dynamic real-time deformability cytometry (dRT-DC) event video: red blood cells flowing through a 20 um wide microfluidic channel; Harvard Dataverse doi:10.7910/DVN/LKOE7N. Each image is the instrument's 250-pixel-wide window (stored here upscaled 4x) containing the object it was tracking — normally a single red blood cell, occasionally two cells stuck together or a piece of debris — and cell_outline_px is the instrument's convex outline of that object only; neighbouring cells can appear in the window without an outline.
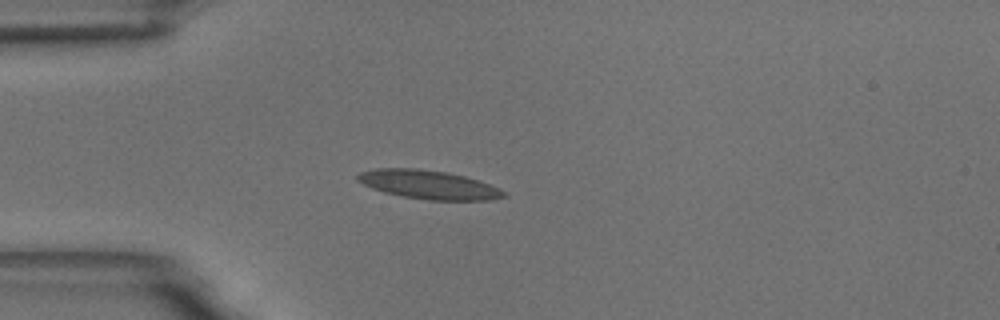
{"species": "common noctule bat (a hibernating species)", "species_latin": "Nyctalus noctula", "temperature_condition": "room temperature", "stored_images_in_passage": 55, "camera_frame_rate_fps": 3000, "um_per_image_px": 0.085, "animal": {"sex": "male", "body_mass_g": 18.8}, "frame": {"image": 1, "passage_image": 14, "time_ms": 4.333, "image_size_px": [1000, 320], "cell_outline_px": [[508, 196], [492, 200], [428, 200], [404, 196], [384, 192], [372, 188], [356, 180], [356, 176], [360, 172], [376, 168], [416, 168], [448, 172], [464, 176], [500, 188]], "centroid_in_image_um": [36.43, 15.69], "position_along_channel_um": 48.6, "area_um2": 24.39}}
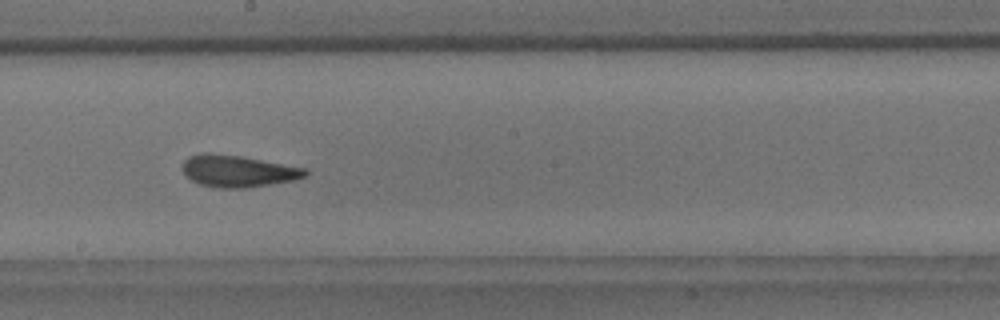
{"frame": {"image": 2, "passage_image": 30, "time_ms": 9.667, "image_size_px": [1000, 320], "cell_outline_px": [[308, 176], [292, 180], [244, 188], [216, 188], [200, 184], [192, 180], [180, 168], [184, 160], [188, 156], [204, 152], [208, 152], [240, 156], [308, 168]], "centroid_in_image_um": [20.21, 14.53], "position_along_channel_um": 228.0, "area_um2": 22.83}}
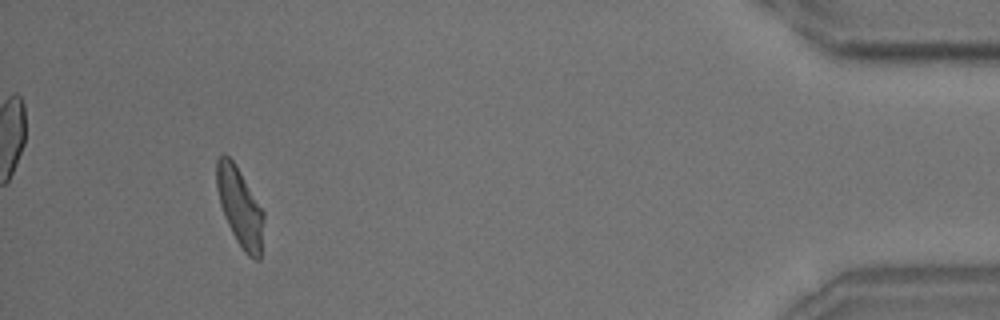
{"frame": {"image": 3, "passage_image": 51, "time_ms": 16.667, "image_size_px": [1000, 320], "cell_outline_px": [[264, 220], [260, 260], [256, 260], [248, 256], [244, 252], [236, 240], [224, 216], [220, 204], [216, 188], [216, 160], [224, 152], [236, 164], [264, 212]], "centroid_in_image_um": [20.38, 17.58], "position_along_channel_um": 414.8, "area_um2": 21.68}, "authors_computed_cell_mechanics": {"area_um2": 22.5998, "velocity_mm_per_s": 3.6071, "shape_relaxation_time_tau1_ms": 4.9742, "shape_relaxation_time_tau2_ms": 1.6562, "deformation_change_tau1": 0.1674, "deformation_change_tau2": 0.0933}}